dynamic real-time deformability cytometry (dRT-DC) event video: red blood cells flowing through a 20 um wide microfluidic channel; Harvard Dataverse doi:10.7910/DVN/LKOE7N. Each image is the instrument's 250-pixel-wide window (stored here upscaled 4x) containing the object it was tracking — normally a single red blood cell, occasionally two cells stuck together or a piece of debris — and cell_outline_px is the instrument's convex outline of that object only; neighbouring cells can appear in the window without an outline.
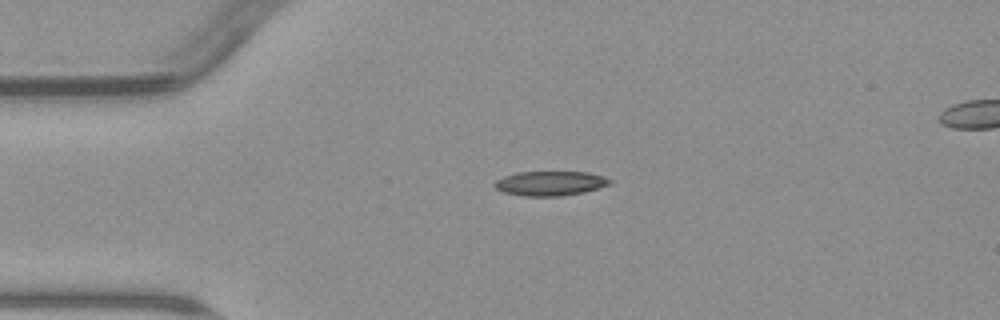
{"species": "common noctule bat (a hibernating species)", "species_latin": "Nyctalus noctula", "temperature_condition": "warm", "stored_images_in_passage": 3, "camera_frame_rate_fps": 3000, "um_per_image_px": 0.085, "animal": {"sex": "male", "body_mass_g": 23.1, "forearm_length_mm": 52.7}, "frame": {"image": 1, "passage_image": 1, "time_ms": 0.0, "image_size_px": [1000, 320], "cell_outline_px": [[612, 184], [584, 192], [560, 196], [524, 196], [504, 192], [496, 188], [492, 184], [496, 180], [504, 176], [516, 172], [588, 172], [604, 176], [612, 180]], "centroid_in_image_um": [46.78, 15.58], "position_along_channel_um": 38.2, "area_um2": 16.53}}
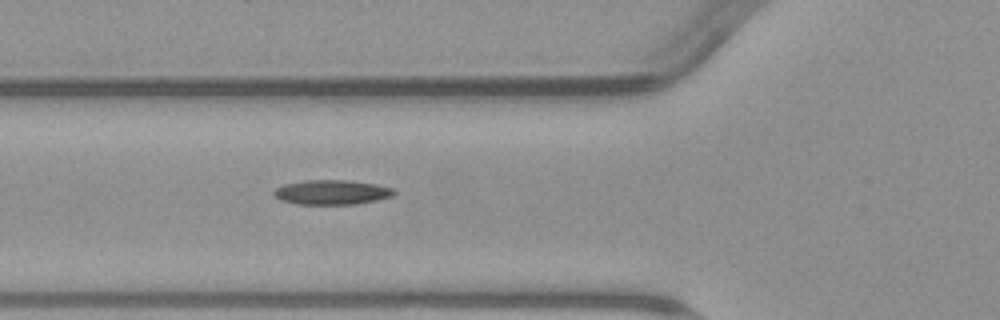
{"frame": {"image": 2, "passage_image": 3, "time_ms": 2.333, "image_size_px": [1000, 320], "cell_outline_px": [[396, 192], [392, 196], [376, 200], [356, 204], [296, 204], [280, 200], [272, 192], [276, 188], [284, 184], [304, 180], [348, 180], [376, 184], [392, 188]], "centroid_in_image_um": [28.18, 16.34], "position_along_channel_um": 97.6, "area_um2": 17.22}}